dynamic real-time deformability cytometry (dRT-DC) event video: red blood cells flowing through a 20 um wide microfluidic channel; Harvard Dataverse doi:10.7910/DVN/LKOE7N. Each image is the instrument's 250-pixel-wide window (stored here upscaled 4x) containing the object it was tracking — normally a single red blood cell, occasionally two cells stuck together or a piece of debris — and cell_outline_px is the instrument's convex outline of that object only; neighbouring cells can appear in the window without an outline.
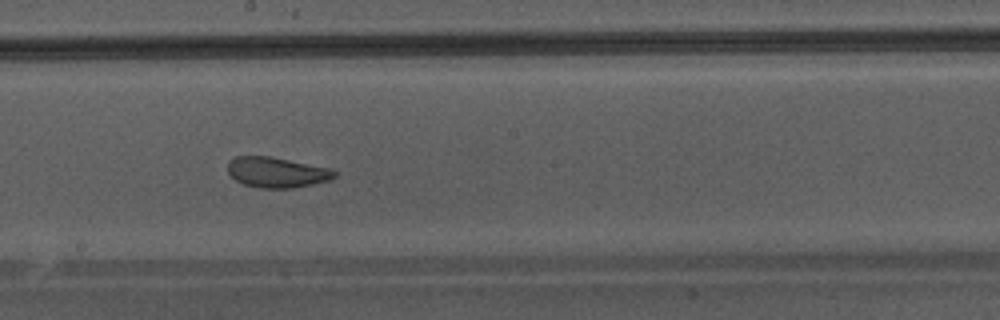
{"species": "Egyptian fruit bat (a non-hibernating species)", "species_latin": "Rousettus aegyptiacus", "temperature_condition": "warm", "stored_images_in_passage": 48, "camera_frame_rate_fps": 3000, "um_per_image_px": 0.085, "animal": {"sex": "male"}, "frame": {"image": 1, "passage_image": 28, "time_ms": 9.0, "image_size_px": [1000, 320], "cell_outline_px": [[336, 176], [332, 180], [292, 188], [260, 188], [244, 184], [236, 180], [228, 172], [228, 160], [236, 156], [268, 156], [332, 168], [336, 172]], "centroid_in_image_um": [23.54, 14.64], "position_along_channel_um": 224.7, "area_um2": 18.96}}